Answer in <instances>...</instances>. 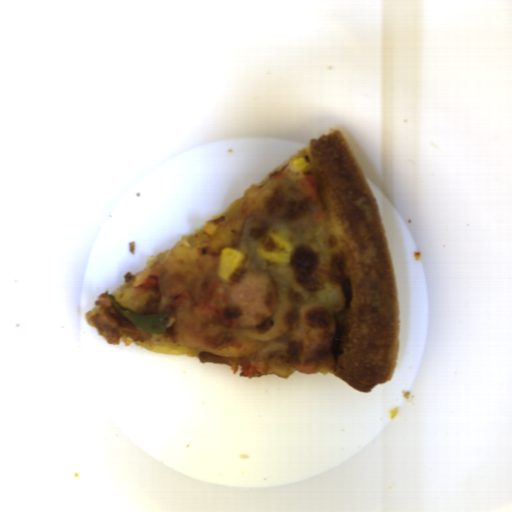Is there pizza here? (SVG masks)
<instances>
[{
  "label": "pizza",
  "instance_id": "dd6c1bee",
  "mask_svg": "<svg viewBox=\"0 0 512 512\" xmlns=\"http://www.w3.org/2000/svg\"><path fill=\"white\" fill-rule=\"evenodd\" d=\"M243 261L218 275L224 248ZM111 345L196 356L241 377L328 373L360 392L391 380L399 302L379 207L340 130L147 257L85 313Z\"/></svg>",
  "mask_w": 512,
  "mask_h": 512
}]
</instances>
